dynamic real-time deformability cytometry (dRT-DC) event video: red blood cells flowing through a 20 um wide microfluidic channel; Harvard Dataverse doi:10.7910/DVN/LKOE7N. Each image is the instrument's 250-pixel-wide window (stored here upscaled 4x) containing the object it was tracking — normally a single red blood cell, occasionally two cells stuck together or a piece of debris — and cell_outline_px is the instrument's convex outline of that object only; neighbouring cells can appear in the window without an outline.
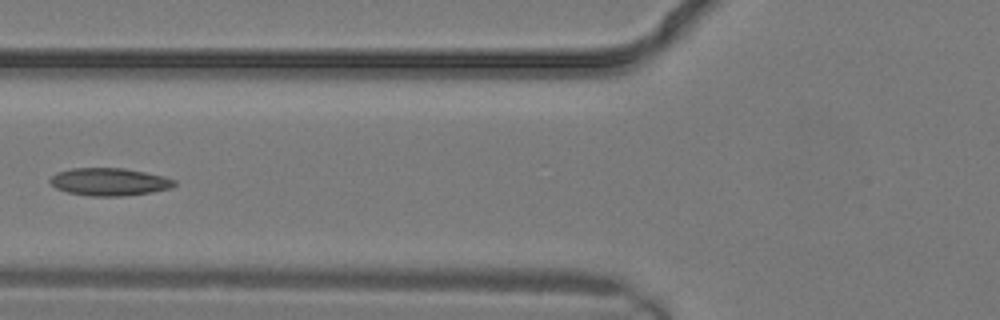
{"species": "common noctule bat (a hibernating species)", "species_latin": "Nyctalus noctula", "temperature_condition": "warm", "stored_images_in_passage": 21, "camera_frame_rate_fps": 3000, "um_per_image_px": 0.085, "animal": {"sex": "male", "body_mass_g": 19.2, "forearm_length_mm": 51.8}, "frame": {"image": 1, "passage_image": 12, "time_ms": 3.667, "image_size_px": [1000, 320], "cell_outline_px": [[176, 184], [172, 188], [152, 192], [124, 196], [92, 196], [68, 192], [56, 188], [48, 180], [56, 172], [72, 168], [124, 168], [164, 176], [176, 180]], "centroid_in_image_um": [9.31, 15.45], "position_along_channel_um": 116.5, "area_um2": 20.06}}
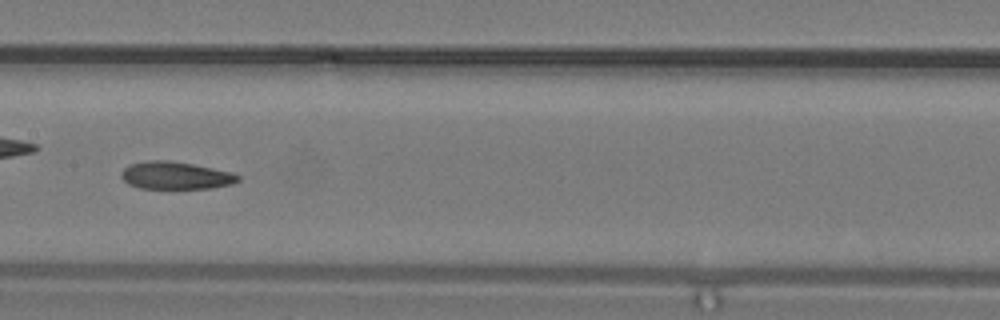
{"frame": {"image": 2, "passage_image": 15, "time_ms": 4.667, "image_size_px": [1000, 320], "cell_outline_px": [[240, 180], [232, 184], [212, 188], [140, 188], [128, 184], [120, 176], [120, 172], [124, 168], [132, 164], [148, 160], [168, 160], [192, 164], [232, 172], [240, 176]], "centroid_in_image_um": [14.93, 14.92], "position_along_channel_um": 192.5, "area_um2": 18.67}}